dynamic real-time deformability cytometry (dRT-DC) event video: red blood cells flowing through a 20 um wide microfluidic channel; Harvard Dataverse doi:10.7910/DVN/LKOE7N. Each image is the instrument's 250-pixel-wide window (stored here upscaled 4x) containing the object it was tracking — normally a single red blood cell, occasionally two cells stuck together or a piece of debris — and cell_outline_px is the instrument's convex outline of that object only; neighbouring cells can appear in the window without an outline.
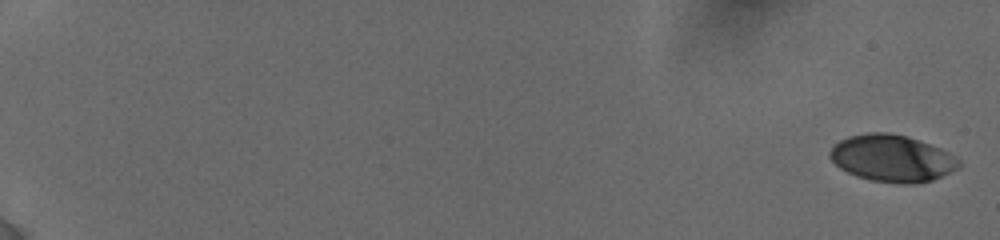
{"species": "human", "species_latin": "Homo sapiens", "temperature_condition": "cold", "stored_images_in_passage": 28, "camera_frame_rate_fps": 3000, "um_per_image_px": 0.085, "donor": {"sex": "female"}, "frame": {"image": 1, "passage_image": 1, "time_ms": 0.0, "image_size_px": [1000, 240], "cell_outline_px": [[960, 168], [932, 180], [916, 184], [904, 184], [872, 180], [856, 176], [840, 168], [828, 156], [828, 152], [832, 144], [848, 136], [868, 132], [888, 132], [908, 136], [920, 140], [940, 148], [956, 156], [960, 160]], "centroid_in_image_um": [75.82, 13.44], "position_along_channel_um": 9.2, "area_um2": 35.6}}
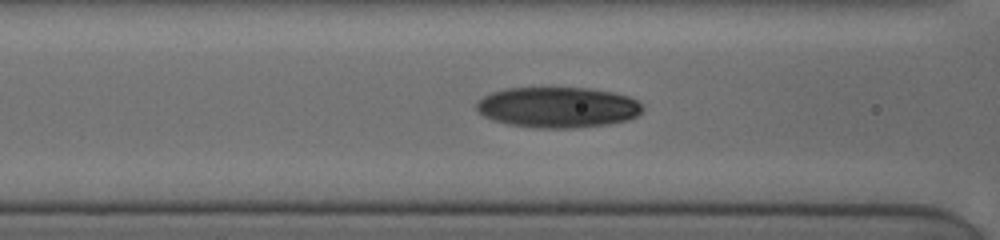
{"frame": {"image": 2, "passage_image": 20, "time_ms": 8.667, "image_size_px": [1000, 240], "cell_outline_px": [[644, 108], [640, 116], [628, 120], [608, 124], [576, 128], [536, 128], [508, 124], [492, 120], [484, 116], [476, 108], [476, 100], [492, 92], [504, 88], [592, 88], [612, 92], [628, 96], [636, 100]], "centroid_in_image_um": [47.42, 9.12], "position_along_channel_um": 119.2, "area_um2": 39.71}}
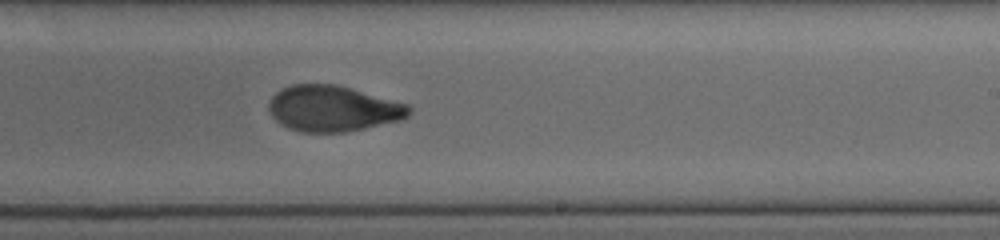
{"frame": {"image": 3, "passage_image": 28, "time_ms": 12.333, "image_size_px": [1000, 240], "cell_outline_px": [[412, 112], [404, 120], [344, 132], [300, 132], [288, 128], [280, 124], [268, 112], [268, 104], [272, 96], [276, 92], [292, 84], [336, 84], [352, 88], [408, 104], [412, 108]], "centroid_in_image_um": [28.31, 9.23], "position_along_channel_um": 260.7, "area_um2": 37.74}}